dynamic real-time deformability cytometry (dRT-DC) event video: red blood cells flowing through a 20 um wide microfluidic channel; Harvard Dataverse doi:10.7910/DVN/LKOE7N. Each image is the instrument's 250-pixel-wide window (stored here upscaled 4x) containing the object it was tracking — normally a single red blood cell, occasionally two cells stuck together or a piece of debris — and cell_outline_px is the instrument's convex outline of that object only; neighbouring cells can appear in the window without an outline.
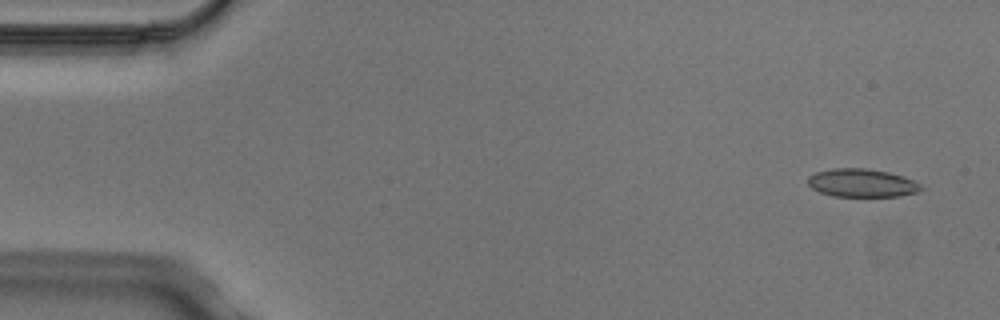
{"species": "Egyptian fruit bat (a non-hibernating species)", "species_latin": "Rousettus aegyptiacus", "temperature_condition": "cold", "stored_images_in_passage": 5, "camera_frame_rate_fps": 3000, "um_per_image_px": 0.085, "animal": {"sex": "male"}, "frame": {"image": 1, "passage_image": 1, "time_ms": 0.0, "image_size_px": [1000, 320], "cell_outline_px": [[924, 188], [920, 192], [900, 196], [832, 196], [820, 192], [812, 188], [808, 184], [808, 176], [816, 172], [832, 168], [868, 168], [888, 172], [904, 176], [920, 184]], "centroid_in_image_um": [73.28, 15.55], "position_along_channel_um": 11.7, "area_um2": 18.73}}
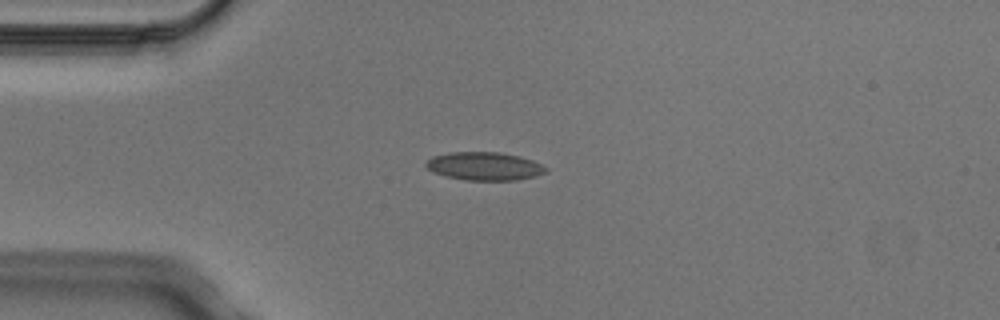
{"frame": {"image": 2, "passage_image": 4, "time_ms": 1.0, "image_size_px": [1000, 320], "cell_outline_px": [[548, 172], [536, 176], [516, 180], [464, 180], [444, 176], [432, 172], [424, 164], [424, 160], [432, 156], [448, 152], [500, 152], [520, 156], [532, 160], [548, 168]], "centroid_in_image_um": [41.14, 14.12], "position_along_channel_um": 43.9, "area_um2": 20.0}}
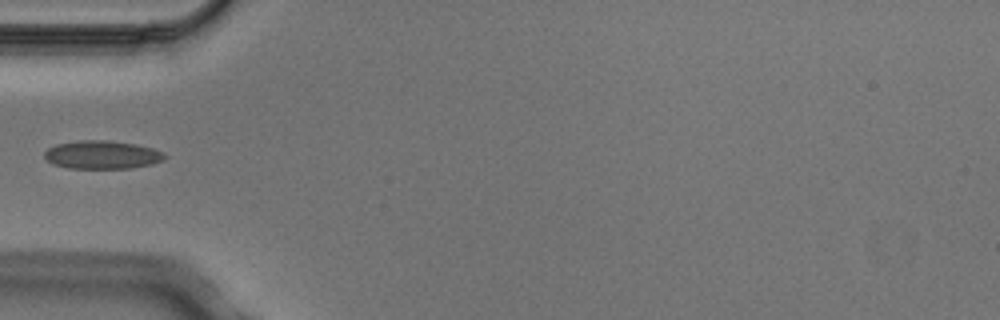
{"frame": {"image": 3, "passage_image": 5, "time_ms": 1.333, "image_size_px": [1000, 320], "cell_outline_px": [[168, 156], [164, 160], [152, 164], [132, 168], [68, 168], [52, 164], [44, 156], [44, 152], [48, 148], [56, 144], [80, 140], [108, 140], [132, 144], [152, 148], [164, 152]], "centroid_in_image_um": [8.69, 13.16], "position_along_channel_um": 76.3, "area_um2": 19.83}}